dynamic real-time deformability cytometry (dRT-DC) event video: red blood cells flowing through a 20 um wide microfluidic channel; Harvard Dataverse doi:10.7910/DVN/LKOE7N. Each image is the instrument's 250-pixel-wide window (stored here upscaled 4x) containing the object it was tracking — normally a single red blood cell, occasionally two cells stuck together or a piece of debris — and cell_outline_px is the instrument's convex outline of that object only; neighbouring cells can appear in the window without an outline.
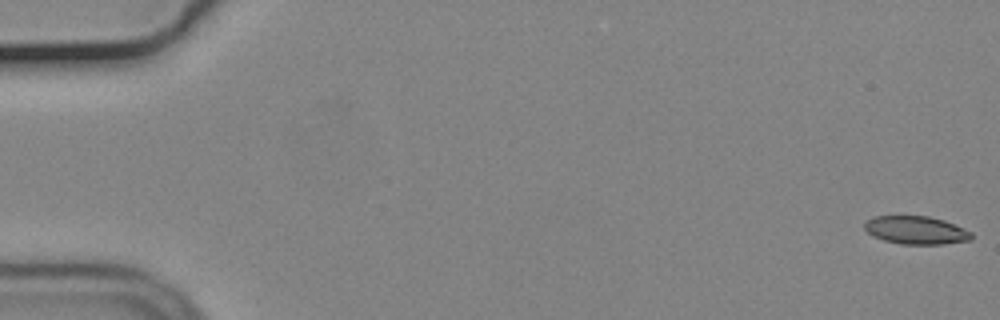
{"species": "common noctule bat (a hibernating species)", "species_latin": "Nyctalus noctula", "temperature_condition": "cold", "stored_images_in_passage": 56, "camera_frame_rate_fps": 3000, "um_per_image_px": 0.085, "animal": {"sex": "male", "body_mass_g": 19.2, "forearm_length_mm": 51.8}, "frame": {"image": 1, "passage_image": 1, "time_ms": 0.0, "image_size_px": [1000, 320], "cell_outline_px": [[972, 240], [944, 244], [900, 244], [884, 240], [872, 236], [864, 228], [864, 220], [872, 216], [928, 216], [944, 220], [964, 228], [972, 232]], "centroid_in_image_um": [77.85, 19.56], "position_along_channel_um": 7.2, "area_um2": 17.69}}
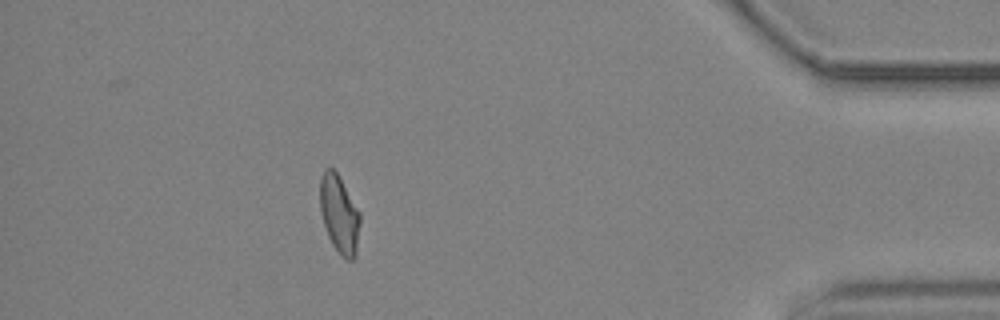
{"frame": {"image": 2, "passage_image": 50, "time_ms": 16.333, "image_size_px": [1000, 320], "cell_outline_px": [[360, 224], [356, 256], [352, 260], [348, 260], [332, 244], [328, 236], [320, 212], [320, 176], [324, 168], [332, 168], [336, 172], [360, 212]], "centroid_in_image_um": [28.84, 18.19], "position_along_channel_um": 406.4, "area_um2": 18.03}}